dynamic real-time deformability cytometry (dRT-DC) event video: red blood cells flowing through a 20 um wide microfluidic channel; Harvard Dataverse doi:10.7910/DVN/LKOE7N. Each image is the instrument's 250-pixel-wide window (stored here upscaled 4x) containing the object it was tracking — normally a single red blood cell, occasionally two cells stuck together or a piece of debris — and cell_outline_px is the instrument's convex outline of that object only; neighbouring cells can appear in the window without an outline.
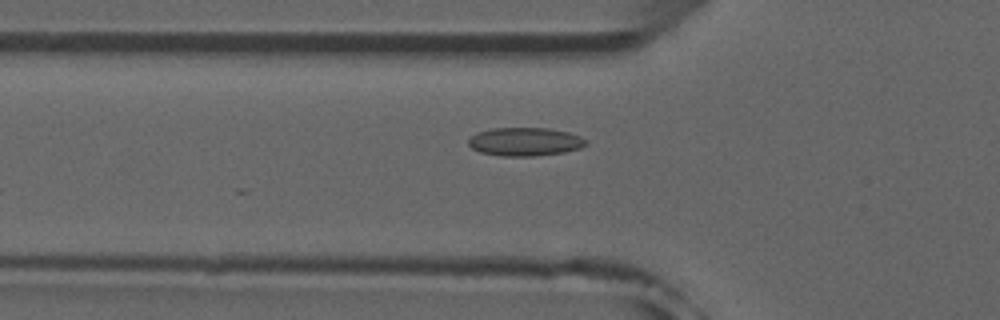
{"species": "common noctule bat (a hibernating species)", "species_latin": "Nyctalus noctula", "temperature_condition": "room temperature", "stored_images_in_passage": 23, "camera_frame_rate_fps": 3000, "um_per_image_px": 0.085, "animal": {"sex": "male", "forearm_length_mm": 52.5}, "frame": {"image": 1, "passage_image": 15, "time_ms": 4.667, "image_size_px": [1000, 320], "cell_outline_px": [[588, 144], [580, 148], [564, 152], [532, 156], [500, 156], [480, 152], [472, 148], [468, 144], [468, 140], [476, 132], [492, 128], [548, 128], [568, 132], [580, 136]], "centroid_in_image_um": [44.6, 12.04], "position_along_channel_um": 81.2, "area_um2": 19.42}}
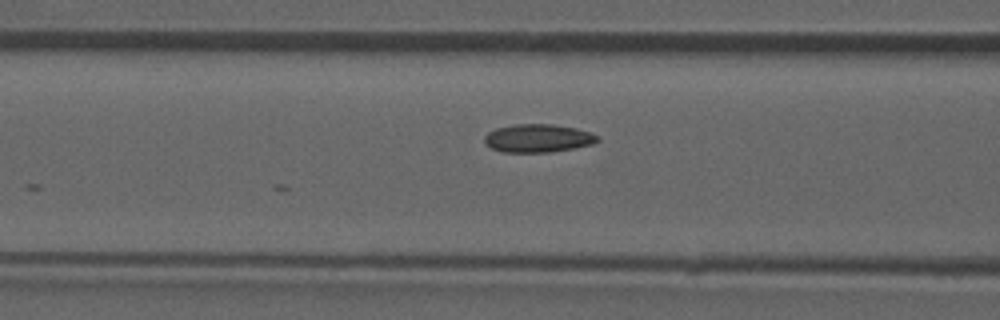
{"frame": {"image": 2, "passage_image": 18, "time_ms": 5.667, "image_size_px": [1000, 320], "cell_outline_px": [[600, 140], [592, 144], [572, 148], [548, 152], [500, 152], [484, 144], [484, 136], [488, 132], [496, 128], [516, 124], [552, 124], [576, 128], [592, 132], [600, 136]], "centroid_in_image_um": [45.73, 11.74], "position_along_channel_um": 120.9, "area_um2": 18.67}}